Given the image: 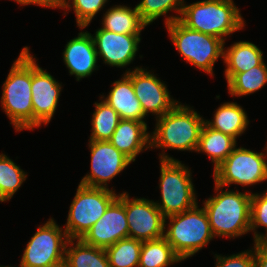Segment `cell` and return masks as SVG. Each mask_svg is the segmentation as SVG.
I'll return each instance as SVG.
<instances>
[{
	"mask_svg": "<svg viewBox=\"0 0 267 267\" xmlns=\"http://www.w3.org/2000/svg\"><path fill=\"white\" fill-rule=\"evenodd\" d=\"M204 124L205 119L193 107L178 102L156 118L154 131L150 133V149H163L159 153L160 160H178L164 149L196 152Z\"/></svg>",
	"mask_w": 267,
	"mask_h": 267,
	"instance_id": "obj_1",
	"label": "cell"
},
{
	"mask_svg": "<svg viewBox=\"0 0 267 267\" xmlns=\"http://www.w3.org/2000/svg\"><path fill=\"white\" fill-rule=\"evenodd\" d=\"M214 185L217 193L203 202L214 237L234 239L250 233L251 193Z\"/></svg>",
	"mask_w": 267,
	"mask_h": 267,
	"instance_id": "obj_2",
	"label": "cell"
},
{
	"mask_svg": "<svg viewBox=\"0 0 267 267\" xmlns=\"http://www.w3.org/2000/svg\"><path fill=\"white\" fill-rule=\"evenodd\" d=\"M1 107L16 132L33 131L31 95V53L22 48L2 85Z\"/></svg>",
	"mask_w": 267,
	"mask_h": 267,
	"instance_id": "obj_3",
	"label": "cell"
},
{
	"mask_svg": "<svg viewBox=\"0 0 267 267\" xmlns=\"http://www.w3.org/2000/svg\"><path fill=\"white\" fill-rule=\"evenodd\" d=\"M179 21L187 28L227 40L245 27L233 0H202L183 6Z\"/></svg>",
	"mask_w": 267,
	"mask_h": 267,
	"instance_id": "obj_4",
	"label": "cell"
},
{
	"mask_svg": "<svg viewBox=\"0 0 267 267\" xmlns=\"http://www.w3.org/2000/svg\"><path fill=\"white\" fill-rule=\"evenodd\" d=\"M199 207L197 203L189 210L165 218L164 238L182 261L194 256L215 238L204 207Z\"/></svg>",
	"mask_w": 267,
	"mask_h": 267,
	"instance_id": "obj_5",
	"label": "cell"
},
{
	"mask_svg": "<svg viewBox=\"0 0 267 267\" xmlns=\"http://www.w3.org/2000/svg\"><path fill=\"white\" fill-rule=\"evenodd\" d=\"M176 50L187 62L214 76V65L223 59L225 41L212 35L187 28L179 20L165 25Z\"/></svg>",
	"mask_w": 267,
	"mask_h": 267,
	"instance_id": "obj_6",
	"label": "cell"
},
{
	"mask_svg": "<svg viewBox=\"0 0 267 267\" xmlns=\"http://www.w3.org/2000/svg\"><path fill=\"white\" fill-rule=\"evenodd\" d=\"M161 201L155 205L166 218L194 207L198 202L192 172L179 160H159Z\"/></svg>",
	"mask_w": 267,
	"mask_h": 267,
	"instance_id": "obj_7",
	"label": "cell"
},
{
	"mask_svg": "<svg viewBox=\"0 0 267 267\" xmlns=\"http://www.w3.org/2000/svg\"><path fill=\"white\" fill-rule=\"evenodd\" d=\"M77 187L64 225L69 239H82L119 195L114 188Z\"/></svg>",
	"mask_w": 267,
	"mask_h": 267,
	"instance_id": "obj_8",
	"label": "cell"
},
{
	"mask_svg": "<svg viewBox=\"0 0 267 267\" xmlns=\"http://www.w3.org/2000/svg\"><path fill=\"white\" fill-rule=\"evenodd\" d=\"M264 152L235 147L232 153L213 170L214 182L223 187L232 184L250 187L267 181V143Z\"/></svg>",
	"mask_w": 267,
	"mask_h": 267,
	"instance_id": "obj_9",
	"label": "cell"
},
{
	"mask_svg": "<svg viewBox=\"0 0 267 267\" xmlns=\"http://www.w3.org/2000/svg\"><path fill=\"white\" fill-rule=\"evenodd\" d=\"M68 240L63 227L50 217L38 226L26 244L19 267H57L64 264Z\"/></svg>",
	"mask_w": 267,
	"mask_h": 267,
	"instance_id": "obj_10",
	"label": "cell"
},
{
	"mask_svg": "<svg viewBox=\"0 0 267 267\" xmlns=\"http://www.w3.org/2000/svg\"><path fill=\"white\" fill-rule=\"evenodd\" d=\"M90 172L79 184L88 187L108 188V182L125 170L132 161L109 141L88 140Z\"/></svg>",
	"mask_w": 267,
	"mask_h": 267,
	"instance_id": "obj_11",
	"label": "cell"
},
{
	"mask_svg": "<svg viewBox=\"0 0 267 267\" xmlns=\"http://www.w3.org/2000/svg\"><path fill=\"white\" fill-rule=\"evenodd\" d=\"M127 69L124 73L131 79L135 95L146 116L152 113L155 118L161 117L179 102L171 97L165 82L152 70L147 71L141 66L132 71L131 68Z\"/></svg>",
	"mask_w": 267,
	"mask_h": 267,
	"instance_id": "obj_12",
	"label": "cell"
},
{
	"mask_svg": "<svg viewBox=\"0 0 267 267\" xmlns=\"http://www.w3.org/2000/svg\"><path fill=\"white\" fill-rule=\"evenodd\" d=\"M124 206L129 238L145 242L164 237L165 217L153 200L130 198L129 193L124 192Z\"/></svg>",
	"mask_w": 267,
	"mask_h": 267,
	"instance_id": "obj_13",
	"label": "cell"
},
{
	"mask_svg": "<svg viewBox=\"0 0 267 267\" xmlns=\"http://www.w3.org/2000/svg\"><path fill=\"white\" fill-rule=\"evenodd\" d=\"M31 54V95L33 106V130L49 124L57 110L62 84L47 70H43Z\"/></svg>",
	"mask_w": 267,
	"mask_h": 267,
	"instance_id": "obj_14",
	"label": "cell"
},
{
	"mask_svg": "<svg viewBox=\"0 0 267 267\" xmlns=\"http://www.w3.org/2000/svg\"><path fill=\"white\" fill-rule=\"evenodd\" d=\"M125 238H129V229L123 192L119 193L104 215L90 228L82 240L91 246L105 249Z\"/></svg>",
	"mask_w": 267,
	"mask_h": 267,
	"instance_id": "obj_15",
	"label": "cell"
},
{
	"mask_svg": "<svg viewBox=\"0 0 267 267\" xmlns=\"http://www.w3.org/2000/svg\"><path fill=\"white\" fill-rule=\"evenodd\" d=\"M141 35L116 34L102 27L92 35L97 56L103 63L117 68H125L133 63L137 52Z\"/></svg>",
	"mask_w": 267,
	"mask_h": 267,
	"instance_id": "obj_16",
	"label": "cell"
},
{
	"mask_svg": "<svg viewBox=\"0 0 267 267\" xmlns=\"http://www.w3.org/2000/svg\"><path fill=\"white\" fill-rule=\"evenodd\" d=\"M63 62L69 70V75H75L76 81L91 76L98 70V58L92 34L81 31L78 36L69 40L62 53Z\"/></svg>",
	"mask_w": 267,
	"mask_h": 267,
	"instance_id": "obj_17",
	"label": "cell"
},
{
	"mask_svg": "<svg viewBox=\"0 0 267 267\" xmlns=\"http://www.w3.org/2000/svg\"><path fill=\"white\" fill-rule=\"evenodd\" d=\"M147 122L121 119L109 142L132 162L143 151L150 149Z\"/></svg>",
	"mask_w": 267,
	"mask_h": 267,
	"instance_id": "obj_18",
	"label": "cell"
},
{
	"mask_svg": "<svg viewBox=\"0 0 267 267\" xmlns=\"http://www.w3.org/2000/svg\"><path fill=\"white\" fill-rule=\"evenodd\" d=\"M107 96V97H106ZM99 96L111 106L121 119L145 122L140 101L135 95L131 79L124 73L122 78L115 80L107 95Z\"/></svg>",
	"mask_w": 267,
	"mask_h": 267,
	"instance_id": "obj_19",
	"label": "cell"
},
{
	"mask_svg": "<svg viewBox=\"0 0 267 267\" xmlns=\"http://www.w3.org/2000/svg\"><path fill=\"white\" fill-rule=\"evenodd\" d=\"M223 62L226 64L225 79L228 81L234 74L242 73L257 67L264 62L262 50L249 41L234 42L224 48Z\"/></svg>",
	"mask_w": 267,
	"mask_h": 267,
	"instance_id": "obj_20",
	"label": "cell"
},
{
	"mask_svg": "<svg viewBox=\"0 0 267 267\" xmlns=\"http://www.w3.org/2000/svg\"><path fill=\"white\" fill-rule=\"evenodd\" d=\"M249 123L247 112L237 102H224L215 110L212 120L205 119L208 127L221 131L236 141L246 131Z\"/></svg>",
	"mask_w": 267,
	"mask_h": 267,
	"instance_id": "obj_21",
	"label": "cell"
},
{
	"mask_svg": "<svg viewBox=\"0 0 267 267\" xmlns=\"http://www.w3.org/2000/svg\"><path fill=\"white\" fill-rule=\"evenodd\" d=\"M102 28L116 34L141 35L148 26L141 18L136 6L115 5L103 14Z\"/></svg>",
	"mask_w": 267,
	"mask_h": 267,
	"instance_id": "obj_22",
	"label": "cell"
},
{
	"mask_svg": "<svg viewBox=\"0 0 267 267\" xmlns=\"http://www.w3.org/2000/svg\"><path fill=\"white\" fill-rule=\"evenodd\" d=\"M236 146L237 141L233 137L211 129L204 124L196 152L206 154L213 163L215 170Z\"/></svg>",
	"mask_w": 267,
	"mask_h": 267,
	"instance_id": "obj_23",
	"label": "cell"
},
{
	"mask_svg": "<svg viewBox=\"0 0 267 267\" xmlns=\"http://www.w3.org/2000/svg\"><path fill=\"white\" fill-rule=\"evenodd\" d=\"M64 264L66 267H110L105 249L86 244L82 239L68 240Z\"/></svg>",
	"mask_w": 267,
	"mask_h": 267,
	"instance_id": "obj_24",
	"label": "cell"
},
{
	"mask_svg": "<svg viewBox=\"0 0 267 267\" xmlns=\"http://www.w3.org/2000/svg\"><path fill=\"white\" fill-rule=\"evenodd\" d=\"M226 83L233 98L256 93L267 83V65L263 62L248 71L234 74Z\"/></svg>",
	"mask_w": 267,
	"mask_h": 267,
	"instance_id": "obj_25",
	"label": "cell"
},
{
	"mask_svg": "<svg viewBox=\"0 0 267 267\" xmlns=\"http://www.w3.org/2000/svg\"><path fill=\"white\" fill-rule=\"evenodd\" d=\"M182 260L163 237L142 243L138 267H168Z\"/></svg>",
	"mask_w": 267,
	"mask_h": 267,
	"instance_id": "obj_26",
	"label": "cell"
},
{
	"mask_svg": "<svg viewBox=\"0 0 267 267\" xmlns=\"http://www.w3.org/2000/svg\"><path fill=\"white\" fill-rule=\"evenodd\" d=\"M95 102V111L91 119L89 140L109 141L121 118L118 113L101 98Z\"/></svg>",
	"mask_w": 267,
	"mask_h": 267,
	"instance_id": "obj_27",
	"label": "cell"
},
{
	"mask_svg": "<svg viewBox=\"0 0 267 267\" xmlns=\"http://www.w3.org/2000/svg\"><path fill=\"white\" fill-rule=\"evenodd\" d=\"M186 2L184 0H141L136 6L142 20L150 25L155 20L162 16L168 15L169 11H176V16H166L164 25H168L175 20H179L183 6Z\"/></svg>",
	"mask_w": 267,
	"mask_h": 267,
	"instance_id": "obj_28",
	"label": "cell"
},
{
	"mask_svg": "<svg viewBox=\"0 0 267 267\" xmlns=\"http://www.w3.org/2000/svg\"><path fill=\"white\" fill-rule=\"evenodd\" d=\"M27 179V172L20 168L8 155L0 154V202L13 198Z\"/></svg>",
	"mask_w": 267,
	"mask_h": 267,
	"instance_id": "obj_29",
	"label": "cell"
},
{
	"mask_svg": "<svg viewBox=\"0 0 267 267\" xmlns=\"http://www.w3.org/2000/svg\"><path fill=\"white\" fill-rule=\"evenodd\" d=\"M141 241L133 238H125L105 248L110 267H138Z\"/></svg>",
	"mask_w": 267,
	"mask_h": 267,
	"instance_id": "obj_30",
	"label": "cell"
},
{
	"mask_svg": "<svg viewBox=\"0 0 267 267\" xmlns=\"http://www.w3.org/2000/svg\"><path fill=\"white\" fill-rule=\"evenodd\" d=\"M109 0H64L66 15L72 8L76 16L77 27L81 30L90 25L92 19L105 7Z\"/></svg>",
	"mask_w": 267,
	"mask_h": 267,
	"instance_id": "obj_31",
	"label": "cell"
},
{
	"mask_svg": "<svg viewBox=\"0 0 267 267\" xmlns=\"http://www.w3.org/2000/svg\"><path fill=\"white\" fill-rule=\"evenodd\" d=\"M262 227L267 232V190L264 193L251 192L250 232H254L253 239L256 243L262 233L257 228Z\"/></svg>",
	"mask_w": 267,
	"mask_h": 267,
	"instance_id": "obj_32",
	"label": "cell"
},
{
	"mask_svg": "<svg viewBox=\"0 0 267 267\" xmlns=\"http://www.w3.org/2000/svg\"><path fill=\"white\" fill-rule=\"evenodd\" d=\"M245 251L234 253L232 255H217L215 267H254V246Z\"/></svg>",
	"mask_w": 267,
	"mask_h": 267,
	"instance_id": "obj_33",
	"label": "cell"
},
{
	"mask_svg": "<svg viewBox=\"0 0 267 267\" xmlns=\"http://www.w3.org/2000/svg\"><path fill=\"white\" fill-rule=\"evenodd\" d=\"M20 6L37 5L44 8L63 9L64 0H17Z\"/></svg>",
	"mask_w": 267,
	"mask_h": 267,
	"instance_id": "obj_34",
	"label": "cell"
},
{
	"mask_svg": "<svg viewBox=\"0 0 267 267\" xmlns=\"http://www.w3.org/2000/svg\"><path fill=\"white\" fill-rule=\"evenodd\" d=\"M254 267H267V251L258 243H254Z\"/></svg>",
	"mask_w": 267,
	"mask_h": 267,
	"instance_id": "obj_35",
	"label": "cell"
},
{
	"mask_svg": "<svg viewBox=\"0 0 267 267\" xmlns=\"http://www.w3.org/2000/svg\"><path fill=\"white\" fill-rule=\"evenodd\" d=\"M266 238H267V232L262 233V237L256 243L261 244Z\"/></svg>",
	"mask_w": 267,
	"mask_h": 267,
	"instance_id": "obj_36",
	"label": "cell"
},
{
	"mask_svg": "<svg viewBox=\"0 0 267 267\" xmlns=\"http://www.w3.org/2000/svg\"><path fill=\"white\" fill-rule=\"evenodd\" d=\"M260 245L267 251V238Z\"/></svg>",
	"mask_w": 267,
	"mask_h": 267,
	"instance_id": "obj_37",
	"label": "cell"
},
{
	"mask_svg": "<svg viewBox=\"0 0 267 267\" xmlns=\"http://www.w3.org/2000/svg\"><path fill=\"white\" fill-rule=\"evenodd\" d=\"M57 267H66V266H65V264H62V265H59V266H57Z\"/></svg>",
	"mask_w": 267,
	"mask_h": 267,
	"instance_id": "obj_38",
	"label": "cell"
},
{
	"mask_svg": "<svg viewBox=\"0 0 267 267\" xmlns=\"http://www.w3.org/2000/svg\"><path fill=\"white\" fill-rule=\"evenodd\" d=\"M0 267H12V266H5V265H4V266H2V265H1ZM13 267H15V266H13Z\"/></svg>",
	"mask_w": 267,
	"mask_h": 267,
	"instance_id": "obj_39",
	"label": "cell"
}]
</instances>
